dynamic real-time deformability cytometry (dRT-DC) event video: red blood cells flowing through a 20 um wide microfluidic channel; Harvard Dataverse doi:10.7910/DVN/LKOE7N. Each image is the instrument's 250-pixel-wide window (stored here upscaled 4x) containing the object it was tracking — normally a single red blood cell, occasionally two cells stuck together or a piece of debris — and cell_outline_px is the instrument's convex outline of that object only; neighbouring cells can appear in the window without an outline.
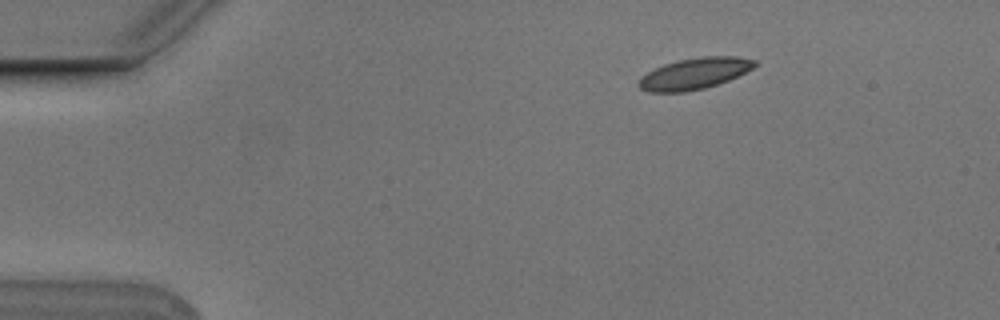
{"species": "Egyptian fruit bat (a non-hibernating species)", "species_latin": "Rousettus aegyptiacus", "temperature_condition": "cold", "stored_images_in_passage": 47, "camera_frame_rate_fps": 3000, "um_per_image_px": 0.085, "animal": {"sex": "male"}, "frame": {"image": 1, "passage_image": 1, "time_ms": 0.0, "image_size_px": [1000, 320], "cell_outline_px": [[756, 64], [752, 68], [728, 80], [704, 88], [684, 92], [648, 92], [640, 88], [640, 76], [664, 64], [676, 60], [700, 56], [736, 56], [756, 60]], "centroid_in_image_um": [59.01, 6.24], "position_along_channel_um": 26.0, "area_um2": 20.92}}
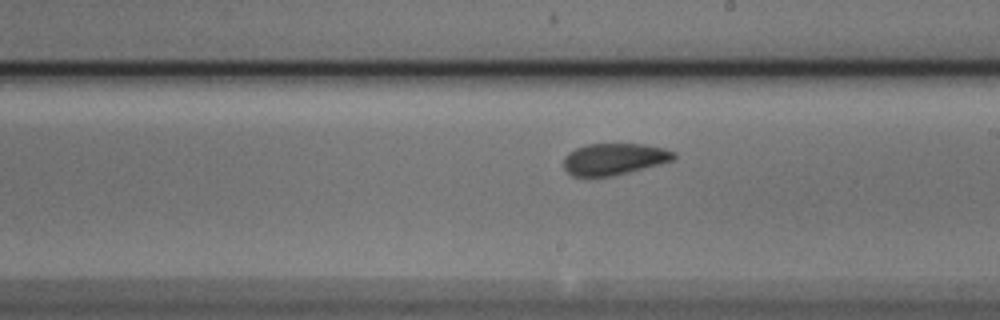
{"frame": {"image": 2, "passage_image": 24, "time_ms": 7.667, "image_size_px": [1000, 320], "cell_outline_px": [[676, 156], [672, 160], [660, 164], [612, 176], [572, 176], [564, 168], [564, 156], [568, 152], [576, 148], [588, 144], [644, 144], [664, 148], [676, 152]], "centroid_in_image_um": [52.2, 13.51], "position_along_channel_um": 236.8, "area_um2": 20.23}}
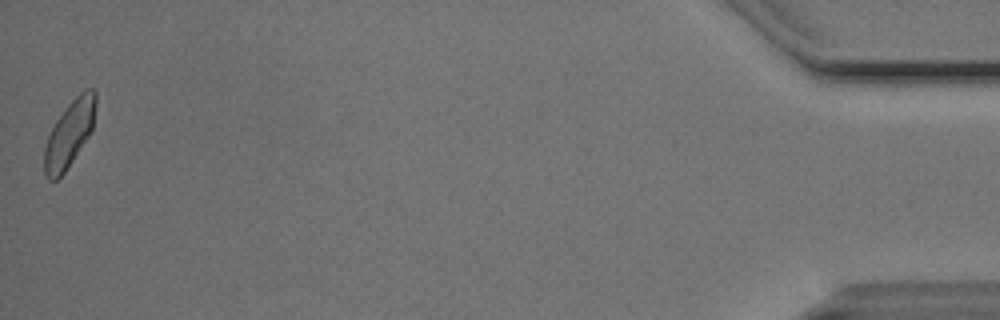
{"frame": {"image": 3, "passage_image": 47, "time_ms": 15.333, "image_size_px": [1000, 320], "cell_outline_px": [[96, 104], [92, 132], [64, 172], [56, 180], [48, 180], [44, 172], [44, 148], [48, 136], [56, 120], [68, 104], [84, 88], [92, 88], [96, 92]], "centroid_in_image_um": [5.91, 11.35], "position_along_channel_um": 429.3, "area_um2": 19.83}, "authors_computed_cell_mechanics": {"area_um2": 20.23, "velocity_mm_per_s": 3.7346, "shape_relaxation_time_tau1_ms": null, "shape_relaxation_time_tau2_ms": 1.6511, "deformation_change_tau1": null, "deformation_change_tau2": 0.0764}}